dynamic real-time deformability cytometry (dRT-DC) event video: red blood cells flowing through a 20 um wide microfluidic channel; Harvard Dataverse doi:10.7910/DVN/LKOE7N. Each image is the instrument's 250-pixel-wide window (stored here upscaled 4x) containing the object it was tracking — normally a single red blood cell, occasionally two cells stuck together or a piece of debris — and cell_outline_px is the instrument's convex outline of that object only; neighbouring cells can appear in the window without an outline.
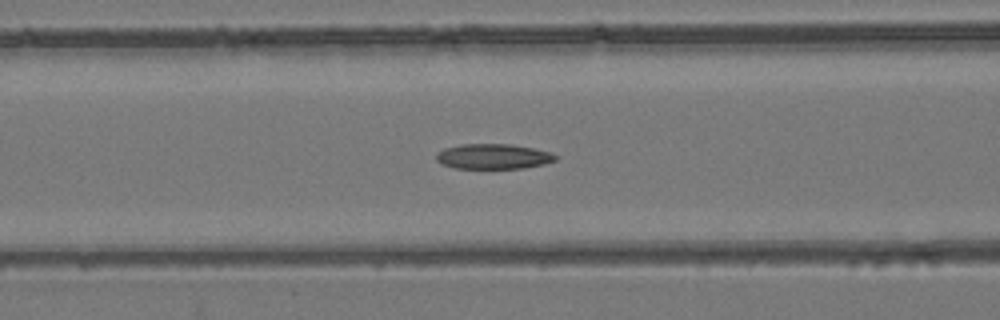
{"species": "common noctule bat (a hibernating species)", "species_latin": "Nyctalus noctula", "temperature_condition": "room temperature", "stored_images_in_passage": 54, "camera_frame_rate_fps": 3000, "um_per_image_px": 0.085, "animal": {"sex": "female", "body_mass_g": 24.6, "forearm_length_mm": 56.2}, "frame": {"image": 1, "passage_image": 23, "time_ms": 7.333, "image_size_px": [1000, 320], "cell_outline_px": [[560, 156], [556, 160], [544, 164], [524, 168], [456, 168], [440, 164], [436, 160], [436, 152], [444, 148], [460, 144], [512, 144], [536, 148], [552, 152]], "centroid_in_image_um": [41.95, 13.29], "position_along_channel_um": 124.6, "area_um2": 17.8}}
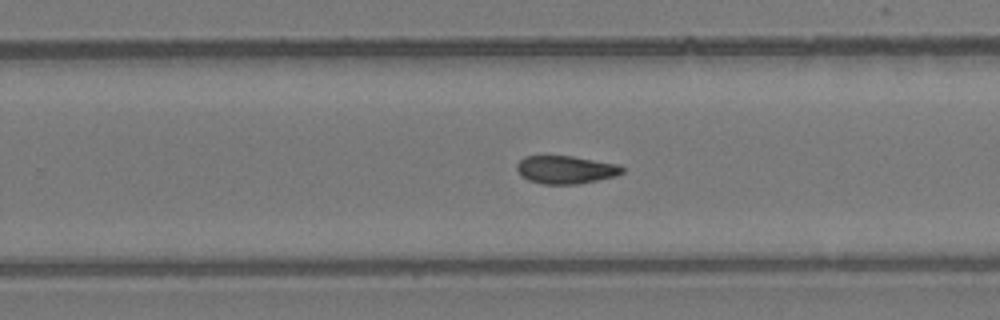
{"frame": {"image": 2, "passage_image": 35, "time_ms": 11.333, "image_size_px": [1000, 320], "cell_outline_px": [[624, 172], [616, 176], [576, 184], [544, 184], [528, 180], [520, 176], [516, 168], [516, 164], [524, 156], [572, 156], [616, 164], [624, 168]], "centroid_in_image_um": [48.05, 14.42], "position_along_channel_um": 281.8, "area_um2": 17.11}}
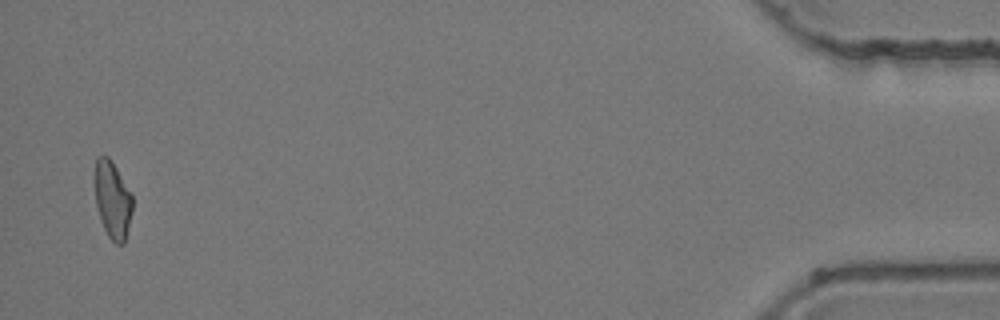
{"frame": {"image": 3, "passage_image": 53, "time_ms": 17.333, "image_size_px": [1000, 320], "cell_outline_px": [[132, 212], [124, 244], [116, 244], [108, 236], [100, 220], [96, 204], [96, 156], [108, 156], [112, 160], [132, 192]], "centroid_in_image_um": [9.59, 16.98], "position_along_channel_um": 425.6, "area_um2": 16.94}, "authors_computed_cell_mechanics": {"area_um2": 17.7157, "velocity_mm_per_s": 3.9341, "shape_relaxation_time_tau1_ms": 10.9965, "shape_relaxation_time_tau2_ms": null, "deformation_change_tau1": 0.2368, "deformation_change_tau2": null}}